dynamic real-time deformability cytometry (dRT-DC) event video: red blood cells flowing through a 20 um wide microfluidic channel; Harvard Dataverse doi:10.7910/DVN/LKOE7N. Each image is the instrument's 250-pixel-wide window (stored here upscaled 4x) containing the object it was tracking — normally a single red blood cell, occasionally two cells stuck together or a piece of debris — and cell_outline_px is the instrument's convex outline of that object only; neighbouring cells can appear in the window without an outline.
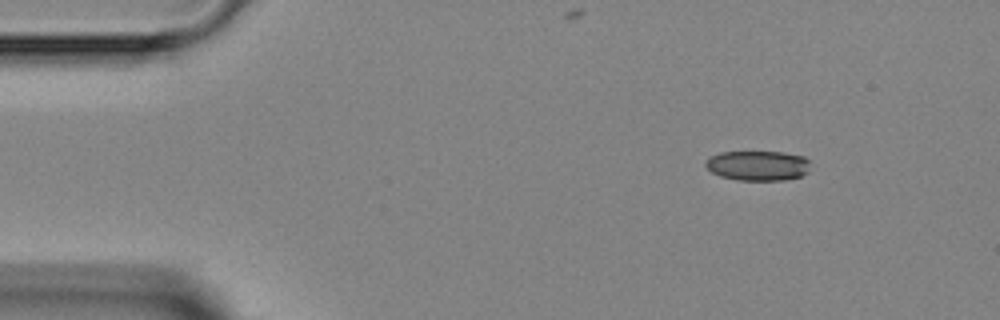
{"species": "Egyptian fruit bat (a non-hibernating species)", "species_latin": "Rousettus aegyptiacus", "temperature_condition": "room temperature", "stored_images_in_passage": 3, "camera_frame_rate_fps": 3000, "um_per_image_px": 0.085, "animal": {"sex": "female"}, "frame": {"image": 1, "passage_image": 1, "time_ms": 0.0, "image_size_px": [1000, 320], "cell_outline_px": [[808, 172], [800, 176], [784, 180], [736, 180], [720, 176], [712, 172], [704, 164], [712, 156], [720, 152], [784, 152], [804, 156], [808, 160]], "centroid_in_image_um": [64.43, 14.08], "position_along_channel_um": 20.6, "area_um2": 18.15}}
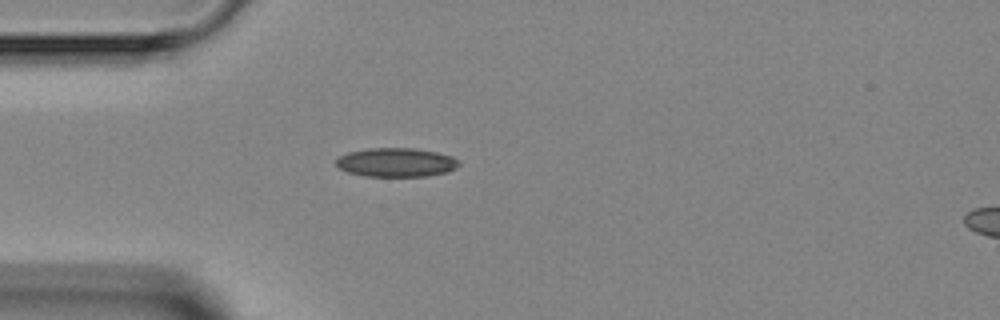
{"frame": {"image": 2, "passage_image": 3, "time_ms": 2.333, "image_size_px": [1000, 320], "cell_outline_px": [[460, 164], [456, 168], [448, 172], [424, 176], [364, 176], [348, 172], [340, 168], [336, 164], [336, 160], [340, 156], [348, 152], [368, 148], [416, 148], [436, 152], [452, 156], [460, 160]], "centroid_in_image_um": [33.7, 13.8], "position_along_channel_um": 51.3, "area_um2": 20.75}}